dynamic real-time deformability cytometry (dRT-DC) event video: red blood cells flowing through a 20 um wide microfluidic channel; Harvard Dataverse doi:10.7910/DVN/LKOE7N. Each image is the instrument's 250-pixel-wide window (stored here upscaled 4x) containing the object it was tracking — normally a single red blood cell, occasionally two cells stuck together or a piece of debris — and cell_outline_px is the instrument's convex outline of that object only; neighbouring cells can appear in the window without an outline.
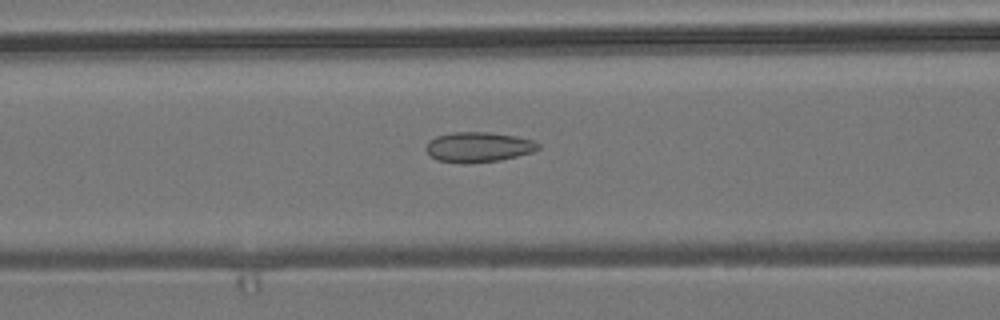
{"species": "common noctule bat (a hibernating species)", "species_latin": "Nyctalus noctula", "temperature_condition": "room temperature", "stored_images_in_passage": 36, "camera_frame_rate_fps": 3000, "um_per_image_px": 0.085, "animal": {"sex": "male", "body_mass_g": 19.2, "forearm_length_mm": 51.8}, "frame": {"image": 1, "passage_image": 14, "time_ms": 4.333, "image_size_px": [1000, 320], "cell_outline_px": [[540, 148], [532, 152], [500, 160], [468, 164], [436, 160], [424, 148], [428, 140], [436, 136], [452, 132], [488, 132], [516, 136], [532, 140], [540, 144]], "centroid_in_image_um": [40.64, 12.5], "position_along_channel_um": 126.0, "area_um2": 19.77}}
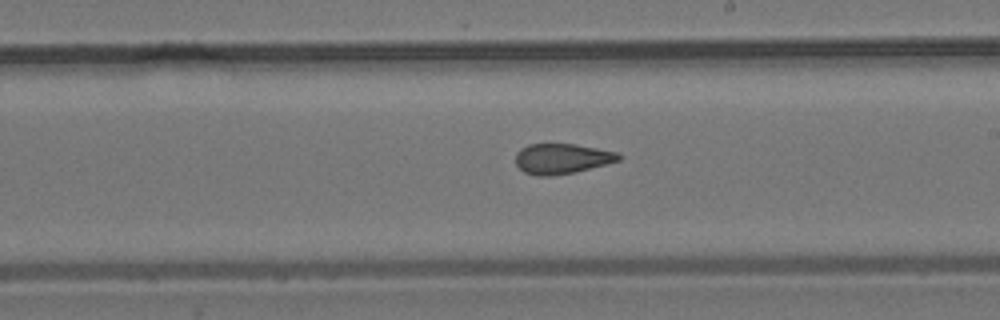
{"frame": {"image": 2, "passage_image": 23, "time_ms": 7.333, "image_size_px": [1000, 320], "cell_outline_px": [[624, 156], [620, 160], [572, 172], [552, 176], [536, 176], [524, 172], [516, 164], [516, 152], [520, 148], [528, 144], [576, 144], [616, 152]], "centroid_in_image_um": [47.72, 13.48], "position_along_channel_um": 241.3, "area_um2": 18.03}}
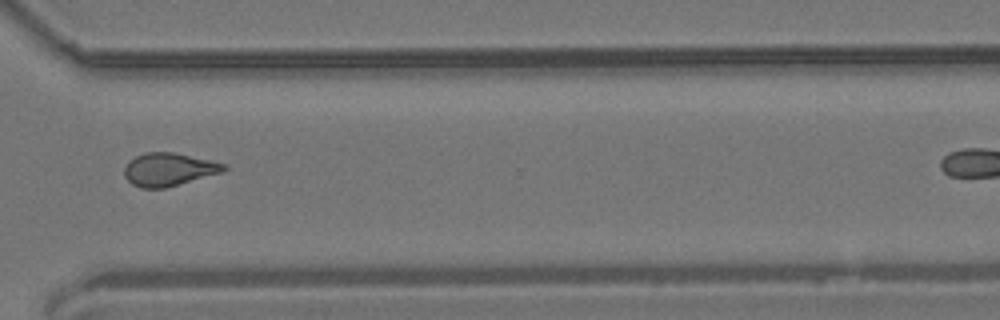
{"frame": {"image": 3, "passage_image": 32, "time_ms": 10.333, "image_size_px": [1000, 320], "cell_outline_px": [[228, 168], [220, 172], [164, 188], [140, 188], [132, 184], [124, 176], [124, 168], [128, 160], [144, 152], [172, 152], [228, 164]], "centroid_in_image_um": [14.29, 14.39], "position_along_channel_um": 356.3, "area_um2": 18.96}}